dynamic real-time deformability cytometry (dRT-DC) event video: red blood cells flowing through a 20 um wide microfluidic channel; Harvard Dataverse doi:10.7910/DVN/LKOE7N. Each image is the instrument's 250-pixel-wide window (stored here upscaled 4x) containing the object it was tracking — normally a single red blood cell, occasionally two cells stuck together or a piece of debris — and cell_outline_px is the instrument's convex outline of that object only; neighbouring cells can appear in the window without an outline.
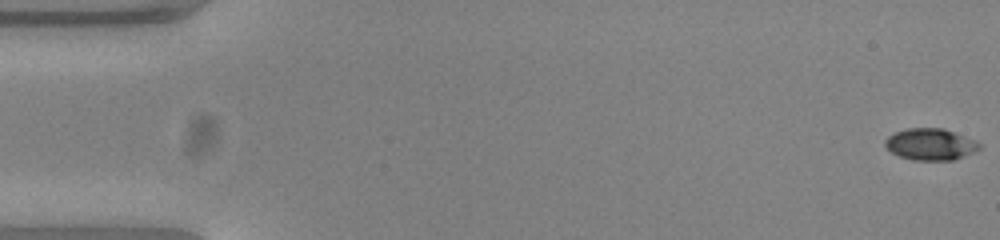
{"species": "common noctule bat (a hibernating species)", "species_latin": "Nyctalus noctula", "temperature_condition": "warm", "stored_images_in_passage": 54, "camera_frame_rate_fps": 3000, "um_per_image_px": 0.085, "animal": {"sex": "female", "body_mass_g": 23.0, "forearm_length_mm": 53.4}, "frame": {"image": 1, "passage_image": 1, "time_ms": 0.0, "image_size_px": [1000, 240], "cell_outline_px": [[980, 148], [976, 152], [952, 160], [912, 160], [900, 156], [892, 152], [884, 144], [884, 140], [888, 136], [896, 132], [908, 128], [944, 128], [976, 140], [980, 144]], "centroid_in_image_um": [79.11, 12.26], "position_along_channel_um": 5.9, "area_um2": 17.4}}
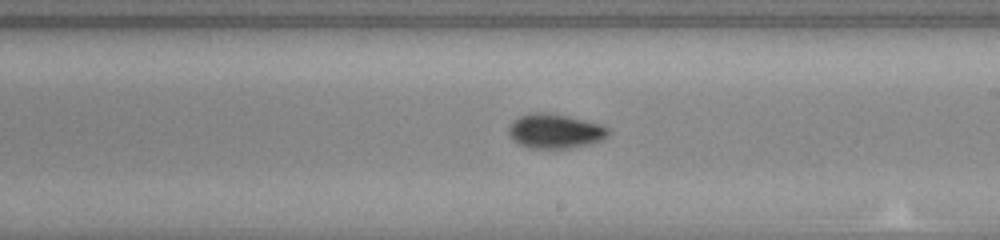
{"frame": {"image": 2, "passage_image": 31, "time_ms": 10.0, "image_size_px": [1000, 240], "cell_outline_px": [[608, 136], [600, 140], [588, 144], [568, 148], [532, 148], [520, 144], [508, 132], [508, 128], [520, 116], [532, 112], [544, 112], [568, 116], [604, 124], [608, 128]], "centroid_in_image_um": [47.23, 11.13], "position_along_channel_um": 241.8, "area_um2": 19.71}}
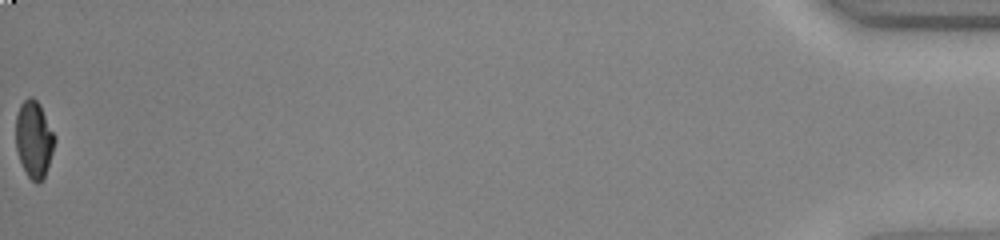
{"frame": {"image": 3, "passage_image": 54, "time_ms": 17.667, "image_size_px": [1000, 240], "cell_outline_px": [[56, 140], [44, 176], [36, 184], [28, 176], [20, 160], [16, 148], [16, 116], [20, 104], [28, 96], [32, 96], [40, 104], [56, 136]], "centroid_in_image_um": [2.89, 11.78], "position_along_channel_um": 432.3, "area_um2": 17.28}, "authors_computed_cell_mechanics": {"area_um2": 18.1203, "velocity_mm_per_s": 3.8707, "shape_relaxation_time_tau1_ms": 4.007, "shape_relaxation_time_tau2_ms": 1.6892, "deformation_change_tau1": 0.1913, "deformation_change_tau2": 0.0466}}